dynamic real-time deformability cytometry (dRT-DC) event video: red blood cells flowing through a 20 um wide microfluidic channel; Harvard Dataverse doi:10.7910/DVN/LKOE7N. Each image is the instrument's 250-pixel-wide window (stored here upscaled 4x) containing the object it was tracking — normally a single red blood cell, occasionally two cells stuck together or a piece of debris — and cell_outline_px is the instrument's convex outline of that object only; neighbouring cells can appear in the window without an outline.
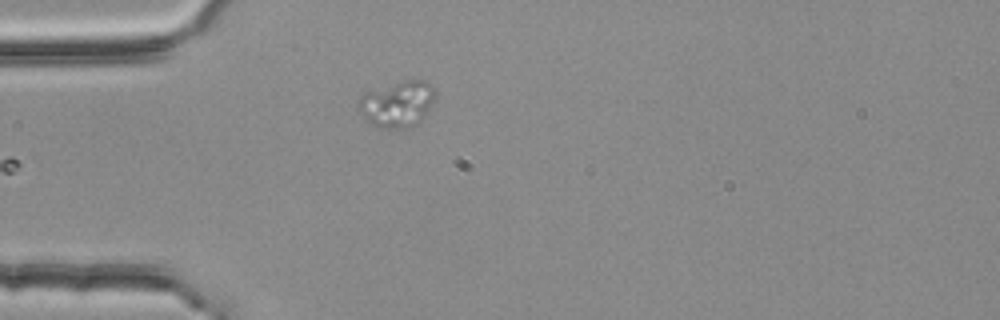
{"species": "common noctule bat (a hibernating species)", "species_latin": "Nyctalus noctula", "temperature_condition": "room temperature", "stored_images_in_passage": 3, "camera_frame_rate_fps": 3000, "um_per_image_px": 0.085, "animal": {"sex": "female", "body_mass_g": 25.1}, "frame": {"image": 1, "passage_image": 3, "time_ms": 0.667, "image_size_px": [1000, 320], "cell_outline_px": [[436, 96], [424, 116], [416, 124], [408, 128], [380, 128], [372, 124], [356, 108], [360, 96], [368, 92], [404, 80], [428, 80], [436, 88]], "centroid_in_image_um": [33.81, 8.83], "position_along_channel_um": 51.2, "area_um2": 20.52}}